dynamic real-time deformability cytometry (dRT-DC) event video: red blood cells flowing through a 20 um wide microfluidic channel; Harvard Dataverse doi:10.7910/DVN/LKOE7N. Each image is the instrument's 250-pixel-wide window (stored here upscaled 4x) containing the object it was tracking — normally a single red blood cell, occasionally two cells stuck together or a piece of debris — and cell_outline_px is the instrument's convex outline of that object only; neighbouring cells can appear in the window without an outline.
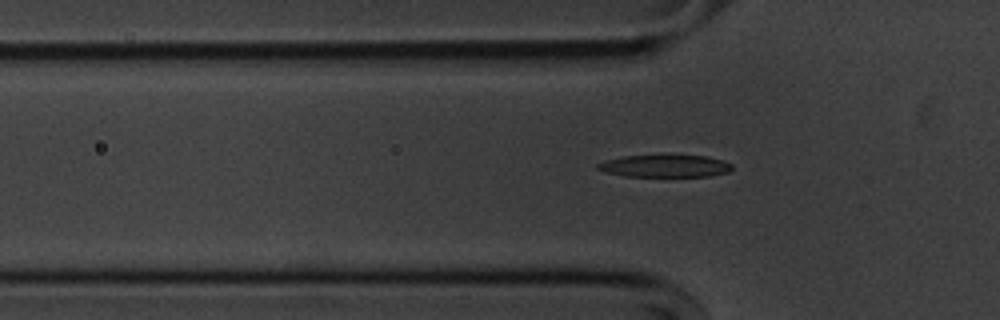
{"species": "common noctule bat (a hibernating species)", "species_latin": "Nyctalus noctula", "temperature_condition": "cold", "stored_images_in_passage": 47, "segment_of_instrument_passage": [1, 2], "camera_frame_rate_fps": 3000, "um_per_image_px": 0.085, "animal": {"sex": "male", "body_mass_g": 20.1, "forearm_length_mm": 53.5}, "frame": {"image": 1, "passage_image": 16, "time_ms": 5.0, "image_size_px": [1000, 320], "cell_outline_px": [[732, 168], [728, 172], [708, 176], [624, 176], [608, 172], [596, 168], [596, 164], [604, 160], [624, 156], [664, 152], [708, 156], [732, 164]], "centroid_in_image_um": [56.51, 14.05], "position_along_channel_um": 69.3, "area_um2": 18.32}}
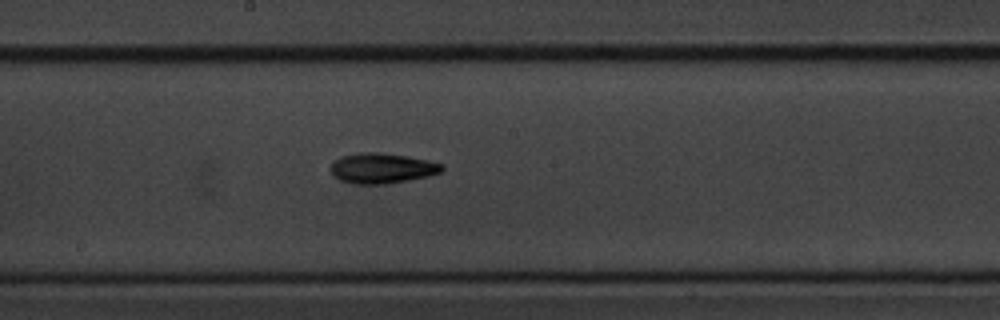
{"frame": {"image": 2, "passage_image": 28, "time_ms": 9.0, "image_size_px": [1000, 320], "cell_outline_px": [[444, 168], [440, 172], [428, 176], [408, 180], [384, 184], [356, 184], [340, 180], [332, 176], [328, 168], [332, 160], [340, 156], [360, 152], [380, 152], [408, 156], [428, 160], [444, 164]], "centroid_in_image_um": [32.4, 14.29], "position_along_channel_um": 215.8, "area_um2": 20.0}}
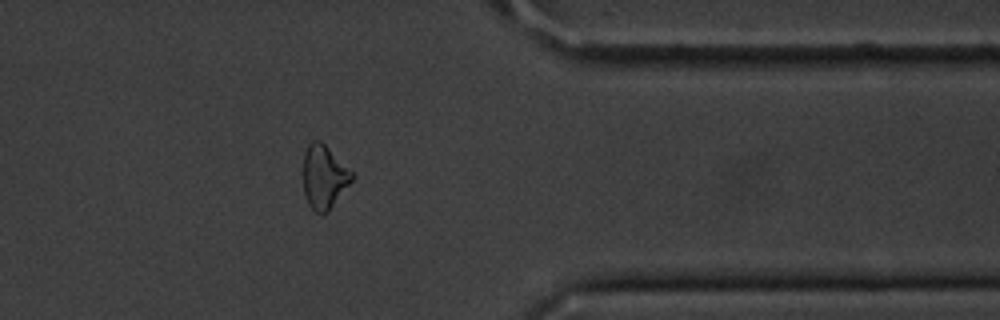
{"frame": {"image": 3, "passage_image": 43, "time_ms": 14.0, "image_size_px": [1000, 320], "cell_outline_px": [[356, 176], [328, 212], [320, 216], [308, 204], [304, 192], [304, 152], [308, 144], [312, 140], [320, 140]], "centroid_in_image_um": [27.55, 15.06], "position_along_channel_um": 383.9, "area_um2": 17.98}}